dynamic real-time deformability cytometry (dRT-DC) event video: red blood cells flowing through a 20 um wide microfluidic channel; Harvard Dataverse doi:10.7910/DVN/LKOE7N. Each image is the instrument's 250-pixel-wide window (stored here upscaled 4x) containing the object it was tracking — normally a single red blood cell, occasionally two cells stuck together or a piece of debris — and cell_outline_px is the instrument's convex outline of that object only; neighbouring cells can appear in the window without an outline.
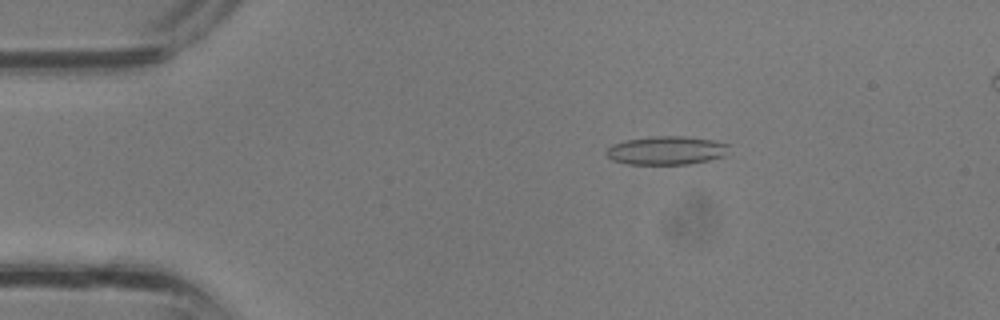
{"species": "common noctule bat (a hibernating species)", "species_latin": "Nyctalus noctula", "temperature_condition": "room temperature", "stored_images_in_passage": 35, "camera_frame_rate_fps": 3000, "um_per_image_px": 0.085, "animal": {"sex": "male", "body_mass_g": 13.3}, "frame": {"image": 1, "passage_image": 6, "time_ms": 1.667, "image_size_px": [1000, 320], "cell_outline_px": [[728, 144], [724, 156], [708, 160], [688, 164], [628, 164], [612, 160], [604, 152], [612, 144], [628, 140], [652, 136], [684, 136], [712, 140]], "centroid_in_image_um": [56.61, 12.79], "position_along_channel_um": 28.4, "area_um2": 20.17}}
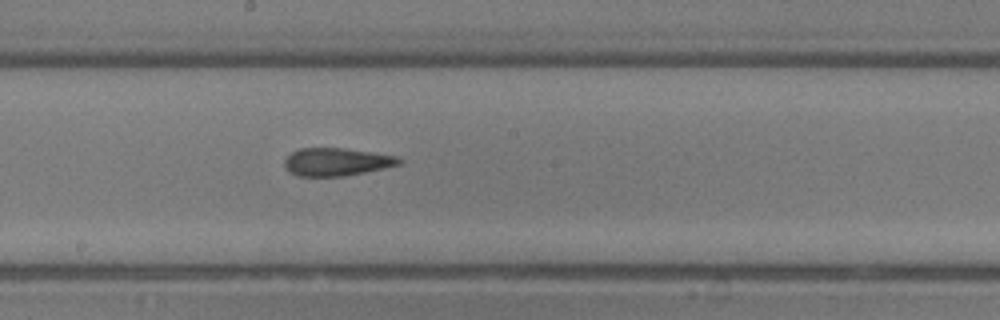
{"frame": {"image": 2, "passage_image": 19, "time_ms": 6.0, "image_size_px": [1000, 320], "cell_outline_px": [[404, 160], [400, 164], [384, 168], [344, 176], [296, 176], [288, 172], [284, 168], [284, 160], [292, 152], [300, 148], [344, 148], [396, 156]], "centroid_in_image_um": [28.57, 13.76], "position_along_channel_um": 219.6, "area_um2": 18.61}}
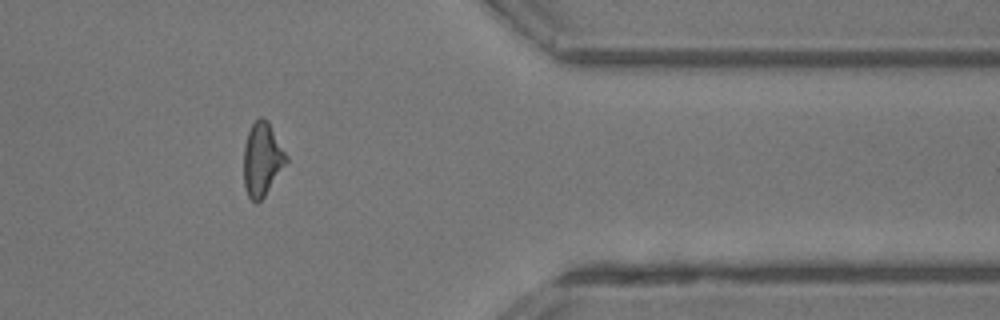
{"frame": {"image": 3, "passage_image": 29, "time_ms": 9.333, "image_size_px": [1000, 320], "cell_outline_px": [[288, 160], [264, 196], [256, 204], [248, 196], [244, 188], [244, 144], [248, 132], [252, 124], [260, 116], [268, 120], [288, 156]], "centroid_in_image_um": [22.27, 13.52], "position_along_channel_um": 389.1, "area_um2": 18.15}}